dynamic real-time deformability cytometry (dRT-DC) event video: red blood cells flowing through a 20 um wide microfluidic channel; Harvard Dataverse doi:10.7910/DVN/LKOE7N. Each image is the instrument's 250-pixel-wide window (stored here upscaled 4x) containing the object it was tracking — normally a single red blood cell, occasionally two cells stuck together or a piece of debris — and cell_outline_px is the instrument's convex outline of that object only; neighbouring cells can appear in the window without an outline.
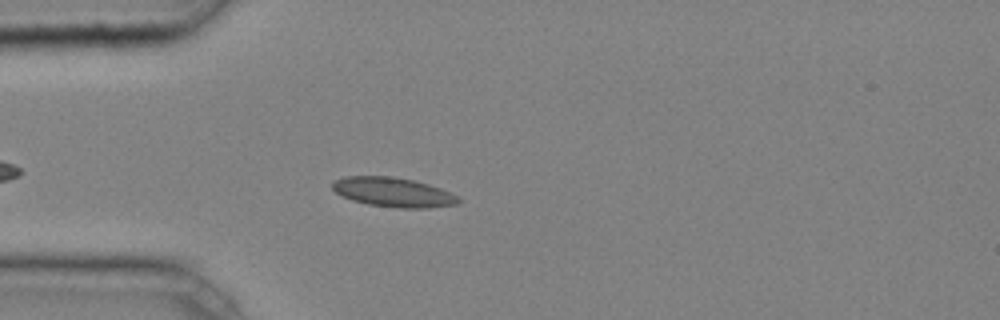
{"species": "common noctule bat (a hibernating species)", "species_latin": "Nyctalus noctula", "temperature_condition": "cold", "stored_images_in_passage": 3, "camera_frame_rate_fps": 3000, "um_per_image_px": 0.085, "animal": {"sex": "male", "body_mass_g": 20.4}, "frame": {"image": 1, "passage_image": 3, "time_ms": 0.667, "image_size_px": [1000, 320], "cell_outline_px": [[460, 200], [456, 204], [428, 208], [400, 208], [368, 204], [352, 200], [336, 192], [332, 188], [332, 180], [344, 176], [392, 176], [412, 180], [428, 184], [440, 188], [460, 196]], "centroid_in_image_um": [33.42, 16.33], "position_along_channel_um": 51.6, "area_um2": 21.62}}